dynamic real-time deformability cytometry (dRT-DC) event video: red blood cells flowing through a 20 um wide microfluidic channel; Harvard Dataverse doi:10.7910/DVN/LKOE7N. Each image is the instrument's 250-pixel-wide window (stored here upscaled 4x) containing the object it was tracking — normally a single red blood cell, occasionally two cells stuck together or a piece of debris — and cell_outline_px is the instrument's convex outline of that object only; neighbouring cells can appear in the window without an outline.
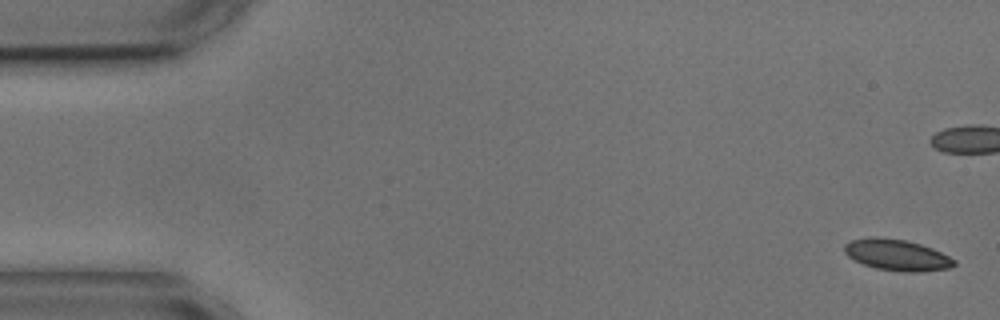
{"species": "common noctule bat (a hibernating species)", "species_latin": "Nyctalus noctula", "temperature_condition": "cold", "stored_images_in_passage": 7, "camera_frame_rate_fps": 3000, "um_per_image_px": 0.085, "animal": {"sex": "male", "body_mass_g": 17.9, "forearm_length_mm": 54.2}, "frame": {"image": 1, "passage_image": 1, "time_ms": 0.0, "image_size_px": [1000, 320], "cell_outline_px": [[956, 264], [952, 268], [920, 272], [900, 272], [876, 268], [864, 264], [848, 256], [844, 252], [844, 244], [852, 240], [872, 236], [876, 236], [904, 240], [920, 244], [932, 248], [956, 260]], "centroid_in_image_um": [76.25, 21.68], "position_along_channel_um": 8.7, "area_um2": 20.0}}